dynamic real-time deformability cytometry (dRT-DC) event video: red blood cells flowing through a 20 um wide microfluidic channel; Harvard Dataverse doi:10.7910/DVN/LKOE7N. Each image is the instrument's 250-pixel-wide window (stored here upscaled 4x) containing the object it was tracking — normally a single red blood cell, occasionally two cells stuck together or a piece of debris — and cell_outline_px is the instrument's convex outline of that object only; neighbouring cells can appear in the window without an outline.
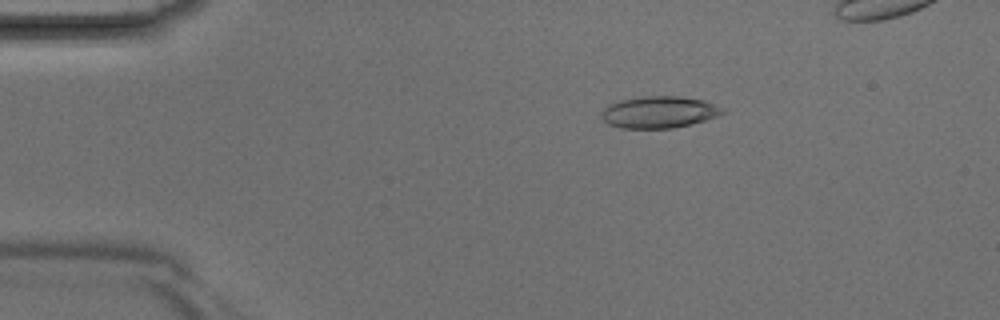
{"species": "Egyptian fruit bat (a non-hibernating species)", "species_latin": "Rousettus aegyptiacus", "temperature_condition": "room temperature", "stored_images_in_passage": 33, "camera_frame_rate_fps": 3000, "um_per_image_px": 0.085, "animal": {"sex": "male"}, "frame": {"image": 1, "passage_image": 2, "time_ms": 0.333, "image_size_px": [1000, 320], "cell_outline_px": [[724, 112], [716, 116], [692, 124], [672, 128], [620, 128], [608, 124], [600, 116], [600, 112], [608, 104], [620, 100], [644, 96], [680, 96], [704, 100], [716, 104], [724, 108]], "centroid_in_image_um": [56.0, 9.52], "position_along_channel_um": 29.0, "area_um2": 22.54}}
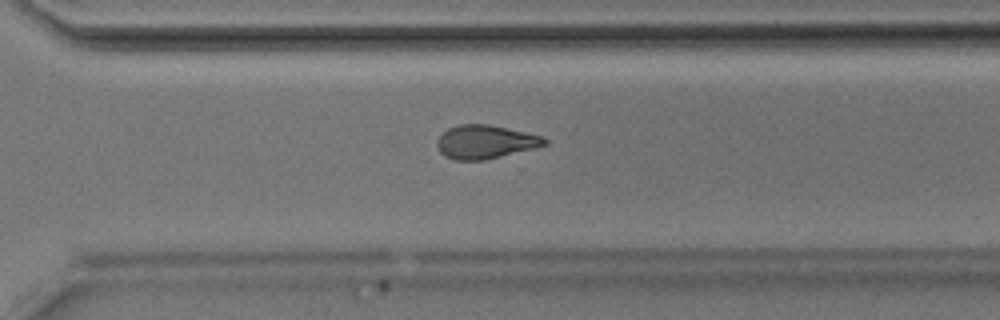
{"frame": {"image": 2, "passage_image": 24, "time_ms": 7.667, "image_size_px": [1000, 320], "cell_outline_px": [[548, 144], [536, 148], [484, 160], [456, 160], [444, 156], [440, 152], [436, 144], [436, 140], [448, 128], [460, 124], [488, 124], [544, 136], [548, 140]], "centroid_in_image_um": [41.27, 12.06], "position_along_channel_um": 329.3, "area_um2": 21.1}}
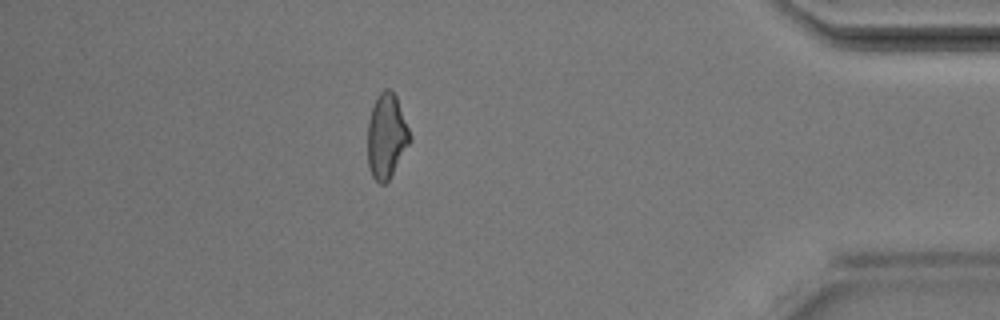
{"frame": {"image": 3, "passage_image": 31, "time_ms": 10.0, "image_size_px": [1000, 320], "cell_outline_px": [[412, 140], [388, 180], [384, 184], [380, 184], [372, 176], [368, 168], [368, 120], [376, 96], [384, 88], [388, 88], [396, 96], [412, 136]], "centroid_in_image_um": [32.85, 11.56], "position_along_channel_um": 402.3, "area_um2": 20.87}}